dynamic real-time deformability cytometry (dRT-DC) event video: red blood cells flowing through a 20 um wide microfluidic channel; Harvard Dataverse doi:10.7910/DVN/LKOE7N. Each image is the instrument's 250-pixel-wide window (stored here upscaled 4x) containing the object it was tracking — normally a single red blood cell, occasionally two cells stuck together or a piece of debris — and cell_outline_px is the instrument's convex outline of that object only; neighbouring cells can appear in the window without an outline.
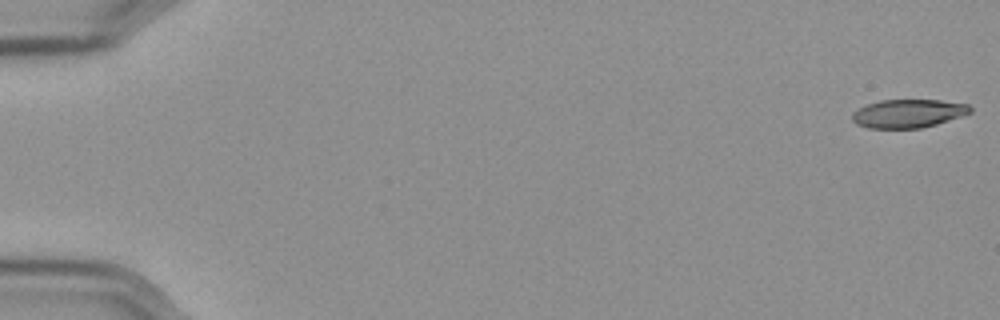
{"species": "Egyptian fruit bat (a non-hibernating species)", "species_latin": "Rousettus aegyptiacus", "temperature_condition": "cold", "stored_images_in_passage": 57, "camera_frame_rate_fps": 3000, "um_per_image_px": 0.085, "frame": {"image": 1, "passage_image": 1, "time_ms": 0.0, "image_size_px": [1000, 320], "cell_outline_px": [[972, 112], [936, 124], [920, 128], [868, 128], [856, 124], [852, 120], [852, 112], [868, 104], [880, 100], [940, 100], [968, 104], [972, 108]], "centroid_in_image_um": [77.19, 9.64], "position_along_channel_um": 7.8, "area_um2": 19.42}}
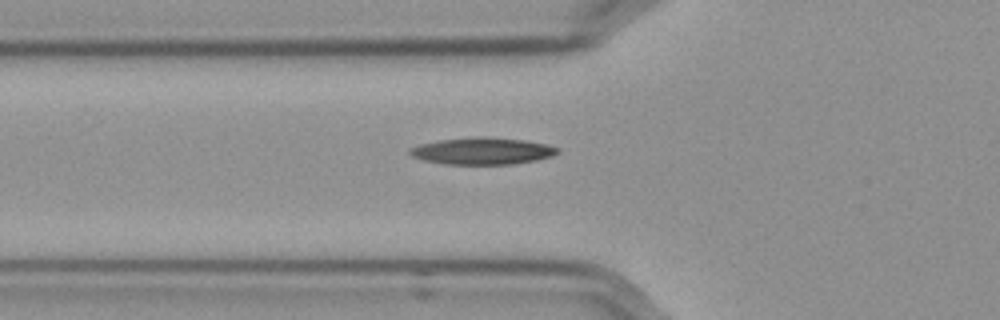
{"frame": {"image": 2, "passage_image": 21, "time_ms": 6.667, "image_size_px": [1000, 320], "cell_outline_px": [[560, 152], [552, 156], [536, 160], [516, 164], [444, 164], [424, 160], [412, 156], [408, 152], [408, 148], [420, 144], [436, 140], [480, 136], [484, 136], [524, 140], [544, 144], [560, 148]], "centroid_in_image_um": [40.98, 12.83], "position_along_channel_um": 84.8, "area_um2": 23.29}}
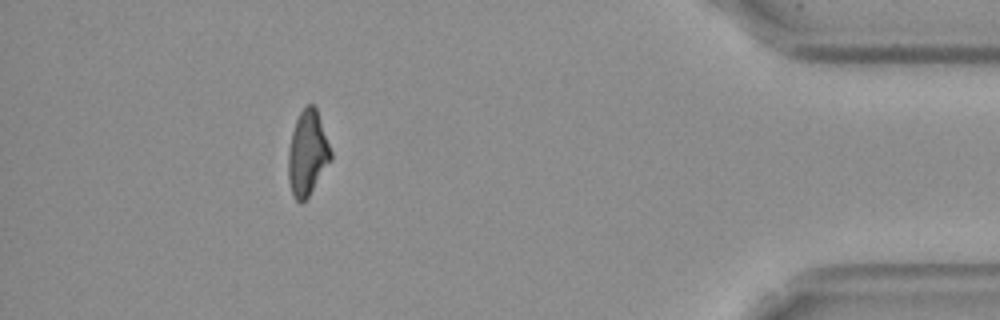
{"frame": {"image": 3, "passage_image": 52, "time_ms": 17.0, "image_size_px": [1000, 320], "cell_outline_px": [[332, 160], [308, 196], [300, 204], [292, 196], [288, 180], [288, 148], [292, 132], [296, 120], [300, 112], [308, 104], [312, 104], [316, 108], [332, 152]], "centroid_in_image_um": [26.13, 13.05], "position_along_channel_um": 409.1, "area_um2": 21.04}, "authors_computed_cell_mechanics": {"area_um2": 21.5016, "velocity_mm_per_s": 3.5831, "shape_relaxation_time_tau1_ms": 9.7716, "shape_relaxation_time_tau2_ms": 9.3098, "deformation_change_tau1": 0.2491, "deformation_change_tau2": 0.2195}}